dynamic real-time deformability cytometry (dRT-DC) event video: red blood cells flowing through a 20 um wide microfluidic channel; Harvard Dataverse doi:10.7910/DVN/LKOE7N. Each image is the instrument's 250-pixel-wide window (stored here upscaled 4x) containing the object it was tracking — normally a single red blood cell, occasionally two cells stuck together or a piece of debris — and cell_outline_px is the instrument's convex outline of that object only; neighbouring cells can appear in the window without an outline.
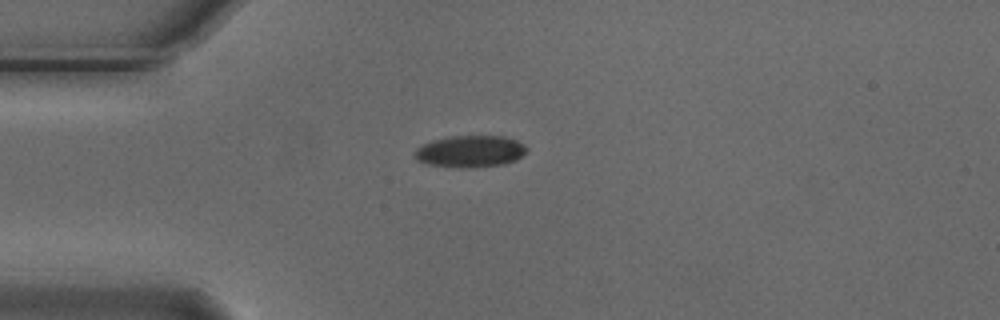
{"species": "Egyptian fruit bat (a non-hibernating species)", "species_latin": "Rousettus aegyptiacus", "temperature_condition": "cold", "stored_images_in_passage": 2, "camera_frame_rate_fps": 3000, "um_per_image_px": 0.085, "animal": {"sex": "male"}, "frame": {"image": 1, "passage_image": 1, "time_ms": 0.0, "image_size_px": [1000, 320], "cell_outline_px": [[528, 148], [516, 160], [504, 164], [460, 168], [428, 164], [416, 160], [412, 156], [416, 148], [432, 140], [448, 136], [504, 136], [516, 140], [524, 144]], "centroid_in_image_um": [39.93, 12.86], "position_along_channel_um": 45.1, "area_um2": 20.75}}
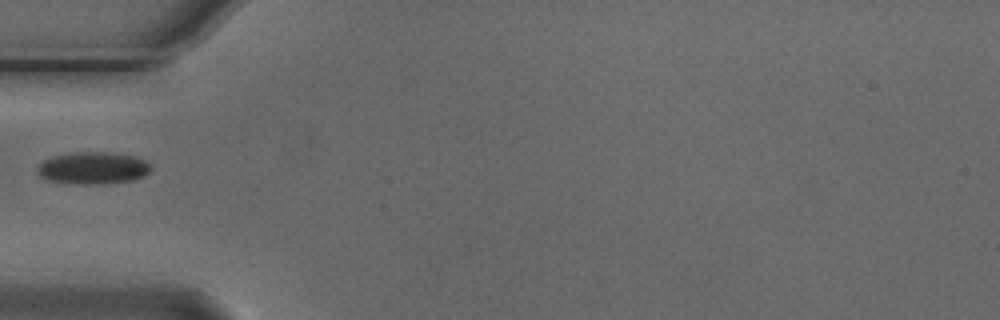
{"frame": {"image": 2, "passage_image": 2, "time_ms": 0.333, "image_size_px": [1000, 320], "cell_outline_px": [[152, 168], [144, 176], [132, 180], [104, 184], [80, 184], [44, 180], [36, 172], [36, 168], [44, 160], [52, 156], [76, 152], [104, 152], [136, 156], [144, 160]], "centroid_in_image_um": [7.87, 14.29], "position_along_channel_um": 77.1, "area_um2": 21.33}}